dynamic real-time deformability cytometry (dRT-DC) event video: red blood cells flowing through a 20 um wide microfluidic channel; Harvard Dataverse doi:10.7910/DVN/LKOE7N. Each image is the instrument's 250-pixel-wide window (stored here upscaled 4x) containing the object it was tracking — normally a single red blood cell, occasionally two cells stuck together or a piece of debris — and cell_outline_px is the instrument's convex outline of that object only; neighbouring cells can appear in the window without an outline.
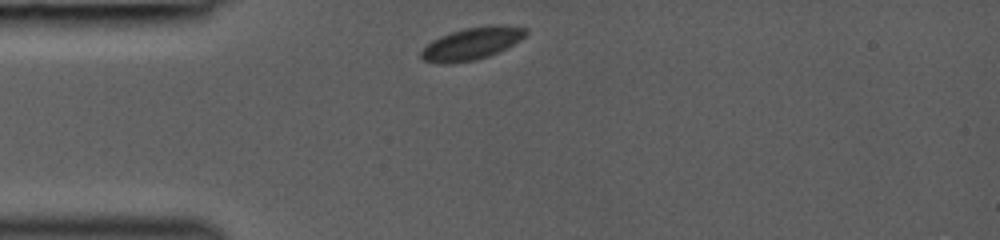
{"species": "common noctule bat (a hibernating species)", "species_latin": "Nyctalus noctula", "temperature_condition": "room temperature", "stored_images_in_passage": 2, "camera_frame_rate_fps": 3000, "um_per_image_px": 0.085, "animal": {"sex": "female", "body_mass_g": 19.0, "forearm_length_mm": 53.3}, "frame": {"image": 1, "passage_image": 1, "time_ms": 0.0, "image_size_px": [1000, 240], "cell_outline_px": [[528, 32], [520, 40], [500, 52], [476, 60], [452, 64], [440, 64], [424, 60], [420, 56], [420, 52], [432, 40], [440, 36], [464, 28], [492, 24], [500, 24], [528, 28]], "centroid_in_image_um": [40.12, 3.7], "position_along_channel_um": 44.9, "area_um2": 19.94}}